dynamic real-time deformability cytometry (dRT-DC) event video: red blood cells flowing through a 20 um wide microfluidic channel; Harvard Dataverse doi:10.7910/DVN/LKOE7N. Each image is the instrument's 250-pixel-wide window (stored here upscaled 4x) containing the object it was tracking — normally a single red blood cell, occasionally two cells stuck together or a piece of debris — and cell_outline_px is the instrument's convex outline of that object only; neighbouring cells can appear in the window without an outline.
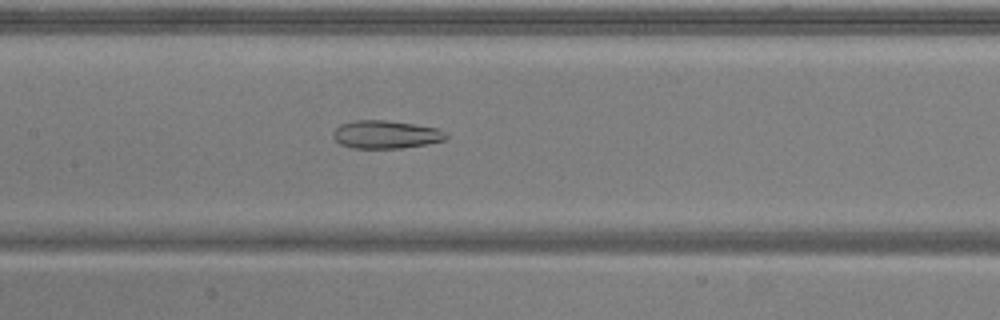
{"species": "common noctule bat (a hibernating species)", "species_latin": "Nyctalus noctula", "temperature_condition": "warm", "stored_images_in_passage": 52, "camera_frame_rate_fps": 3000, "um_per_image_px": 0.085, "animal": {"sex": "male", "body_mass_g": 20.5, "forearm_length_mm": 52.5}, "frame": {"image": 1, "passage_image": 24, "time_ms": 7.667, "image_size_px": [1000, 320], "cell_outline_px": [[448, 136], [444, 140], [424, 144], [400, 148], [352, 148], [340, 144], [332, 136], [332, 132], [340, 124], [352, 120], [384, 120], [416, 124], [436, 128], [444, 132]], "centroid_in_image_um": [32.74, 11.42], "position_along_channel_um": 174.7, "area_um2": 18.38}}
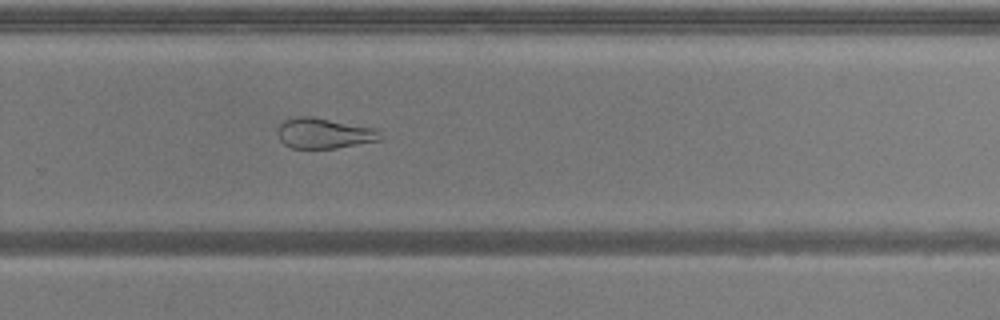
{"frame": {"image": 2, "passage_image": 34, "time_ms": 11.0, "image_size_px": [1000, 320], "cell_outline_px": [[384, 136], [380, 140], [336, 148], [292, 148], [284, 144], [280, 140], [276, 132], [280, 124], [284, 120], [296, 116], [312, 116], [376, 128]], "centroid_in_image_um": [27.54, 11.32], "position_along_channel_um": 302.3, "area_um2": 18.38}}
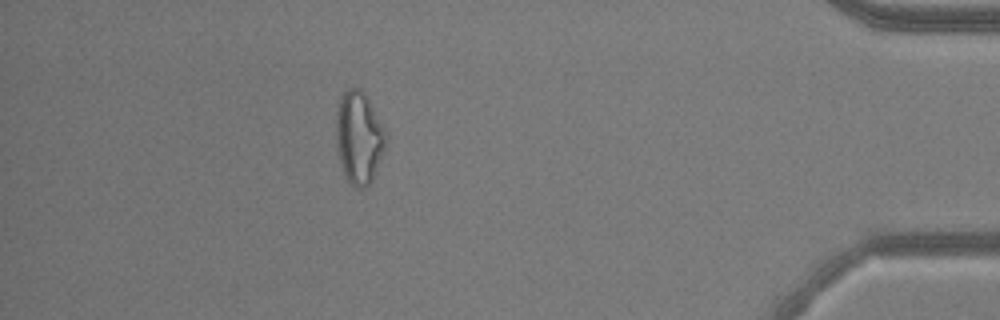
{"frame": {"image": 3, "passage_image": 46, "time_ms": 15.0, "image_size_px": [1000, 320], "cell_outline_px": [[388, 136], [384, 152], [372, 180], [364, 188], [360, 188], [352, 184], [348, 180], [344, 172], [340, 160], [336, 144], [336, 112], [340, 100], [344, 92], [348, 88], [360, 88], [364, 92], [388, 132]], "centroid_in_image_um": [30.54, 11.67], "position_along_channel_um": 404.7, "area_um2": 26.82}, "authors_computed_cell_mechanics": {"area_um2": 25.7499, "velocity_mm_per_s": 3.8433, "shape_relaxation_time_tau1_ms": null, "shape_relaxation_time_tau2_ms": 4.6329, "deformation_change_tau1": null, "deformation_change_tau2": 0.1397}}